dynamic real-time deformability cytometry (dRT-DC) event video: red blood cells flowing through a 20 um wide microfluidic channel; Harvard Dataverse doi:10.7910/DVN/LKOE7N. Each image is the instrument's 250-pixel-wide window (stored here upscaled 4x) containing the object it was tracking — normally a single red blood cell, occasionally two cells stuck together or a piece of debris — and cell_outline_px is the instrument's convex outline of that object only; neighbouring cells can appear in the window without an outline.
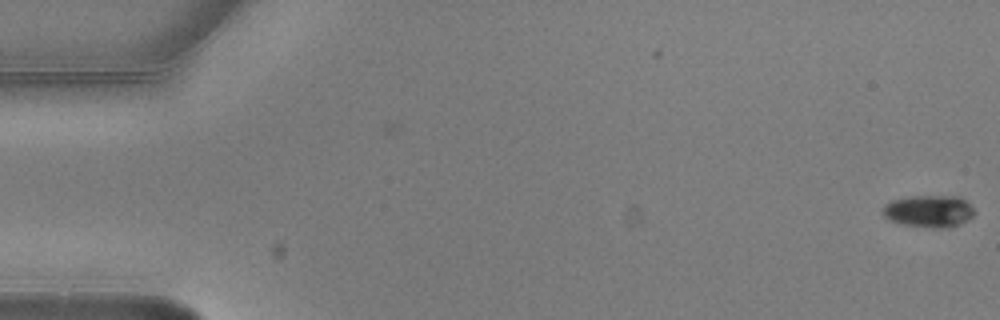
{"species": "common noctule bat (a hibernating species)", "species_latin": "Nyctalus noctula", "temperature_condition": "warm", "stored_images_in_passage": 8, "camera_frame_rate_fps": 3000, "um_per_image_px": 0.085, "animal": {"sex": "male", "body_mass_g": 20.5, "forearm_length_mm": 52.5}, "frame": {"image": 1, "passage_image": 1, "time_ms": 0.0, "image_size_px": [1000, 320], "cell_outline_px": [[976, 212], [972, 216], [956, 224], [904, 224], [888, 220], [884, 216], [884, 204], [892, 200], [908, 196], [960, 196]], "centroid_in_image_um": [78.9, 17.86], "position_along_channel_um": 6.1, "area_um2": 15.95}}
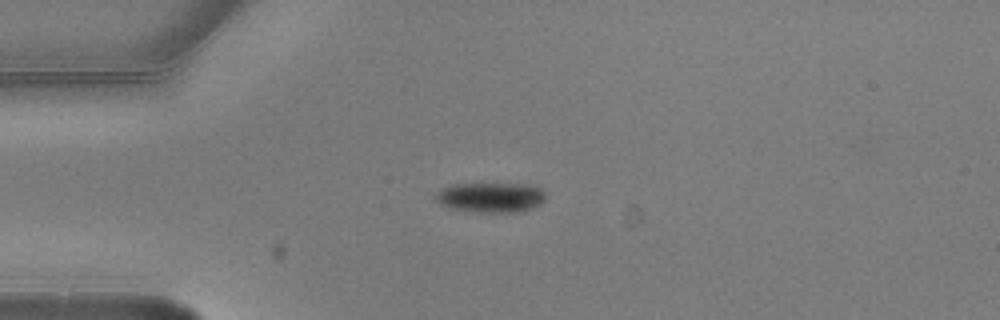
{"frame": {"image": 2, "passage_image": 5, "time_ms": 1.333, "image_size_px": [1000, 320], "cell_outline_px": [[544, 200], [540, 204], [532, 208], [520, 212], [472, 212], [452, 208], [440, 204], [436, 200], [436, 192], [448, 184], [540, 184], [544, 188]], "centroid_in_image_um": [41.75, 16.76], "position_along_channel_um": 43.2, "area_um2": 19.54}}
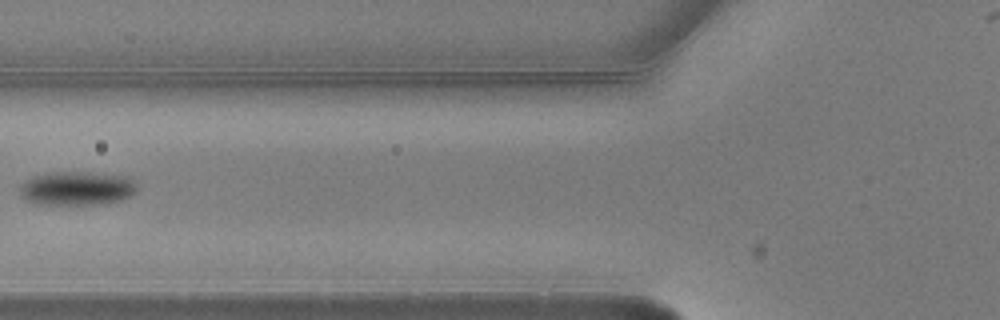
{"frame": {"image": 3, "passage_image": 7, "time_ms": 2.0, "image_size_px": [1000, 320], "cell_outline_px": [[136, 192], [132, 196], [108, 204], [36, 204], [24, 200], [20, 192], [20, 184], [24, 180], [32, 176], [52, 172], [88, 172], [128, 176], [136, 184]], "centroid_in_image_um": [6.53, 16.01], "position_along_channel_um": 119.3, "area_um2": 23.47}}